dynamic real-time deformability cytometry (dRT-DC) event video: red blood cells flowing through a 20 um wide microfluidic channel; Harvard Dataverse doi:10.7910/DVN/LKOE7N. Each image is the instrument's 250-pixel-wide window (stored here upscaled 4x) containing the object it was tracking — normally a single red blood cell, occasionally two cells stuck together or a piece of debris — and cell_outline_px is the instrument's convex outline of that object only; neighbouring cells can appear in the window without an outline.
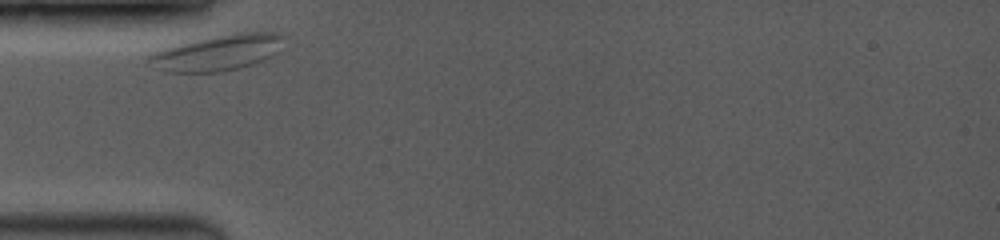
{"species": "common noctule bat (a hibernating species)", "species_latin": "Nyctalus noctula", "temperature_condition": "room temperature", "stored_images_in_passage": 42, "camera_frame_rate_fps": 3500, "um_per_image_px": 0.085, "animal": {"sex": "female", "body_mass_g": 19.0, "forearm_length_mm": 53.3}, "frame": {"image": 1, "passage_image": 1, "time_ms": 0.0, "image_size_px": [1000, 240], "cell_outline_px": [[284, 36], [276, 52], [272, 56], [264, 60], [240, 68], [220, 72], [168, 72], [156, 68], [148, 60], [148, 56], [152, 52], [160, 48], [172, 44], [236, 32], [280, 32]], "centroid_in_image_um": [18.45, 4.47], "position_along_channel_um": 66.6, "area_um2": 28.32}}
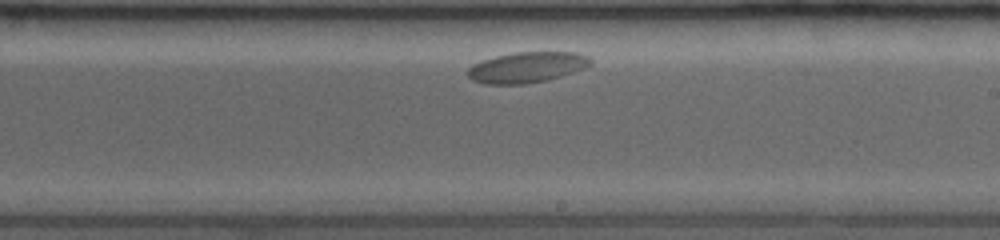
{"frame": {"image": 2, "passage_image": 21, "time_ms": 5.429, "image_size_px": [1000, 240], "cell_outline_px": [[592, 64], [588, 68], [548, 80], [524, 84], [484, 84], [472, 80], [464, 72], [472, 64], [496, 56], [512, 52], [576, 52], [588, 56], [592, 60]], "centroid_in_image_um": [44.8, 5.72], "position_along_channel_um": 244.2, "area_um2": 22.31}}
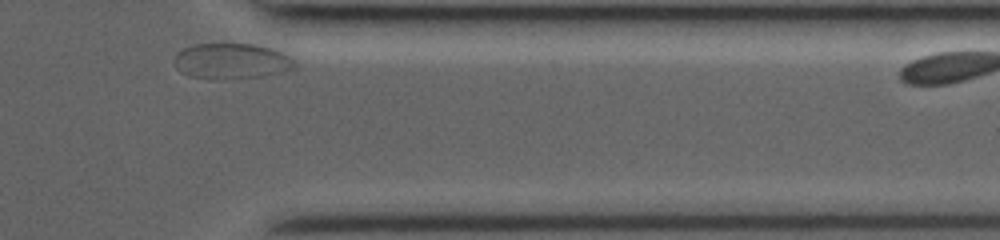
{"frame": {"image": 3, "passage_image": 42, "time_ms": 9.714, "image_size_px": [1000, 240], "cell_outline_px": [[296, 68], [280, 72], [260, 76], [224, 80], [188, 76], [180, 72], [176, 68], [176, 56], [184, 48], [196, 44], [224, 40], [252, 44], [272, 48], [288, 56], [296, 64]], "centroid_in_image_um": [19.66, 5.16], "position_along_channel_um": 391.7, "area_um2": 25.55}}